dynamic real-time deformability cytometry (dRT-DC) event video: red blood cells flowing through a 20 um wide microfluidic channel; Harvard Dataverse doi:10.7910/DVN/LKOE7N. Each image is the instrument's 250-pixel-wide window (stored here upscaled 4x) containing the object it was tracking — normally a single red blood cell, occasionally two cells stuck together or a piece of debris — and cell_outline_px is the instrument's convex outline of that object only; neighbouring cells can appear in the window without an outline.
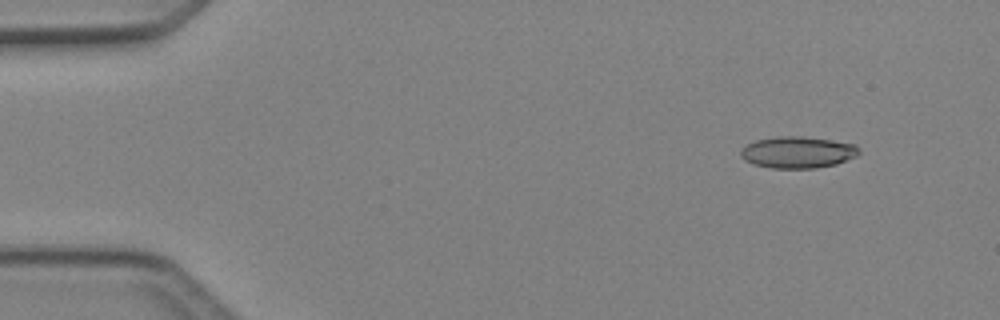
{"species": "Egyptian fruit bat (a non-hibernating species)", "species_latin": "Rousettus aegyptiacus", "temperature_condition": "cold", "stored_images_in_passage": 48, "camera_frame_rate_fps": 3000, "um_per_image_px": 0.085, "animal": {"sex": "female"}, "frame": {"image": 1, "passage_image": 5, "time_ms": 1.333, "image_size_px": [1000, 320], "cell_outline_px": [[860, 152], [856, 156], [836, 164], [816, 168], [772, 168], [752, 164], [744, 160], [740, 156], [740, 148], [756, 140], [776, 136], [800, 136], [832, 140], [856, 144], [860, 148]], "centroid_in_image_um": [67.79, 12.94], "position_along_channel_um": 17.2, "area_um2": 21.96}}
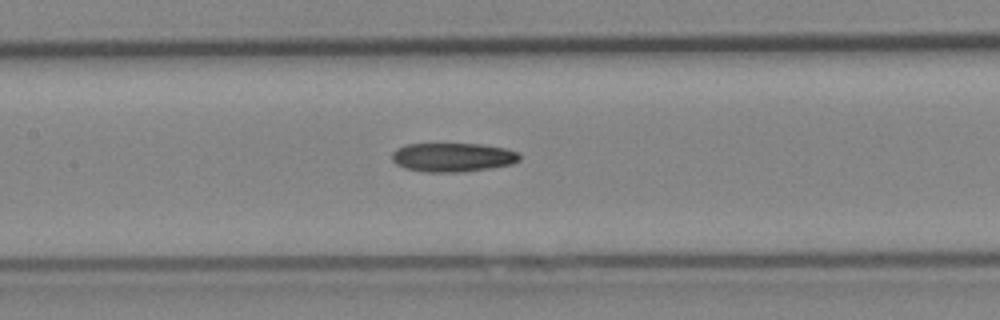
{"frame": {"image": 2, "passage_image": 23, "time_ms": 7.333, "image_size_px": [1000, 320], "cell_outline_px": [[520, 160], [512, 164], [492, 168], [464, 172], [428, 172], [404, 168], [396, 164], [392, 160], [392, 152], [396, 148], [408, 144], [480, 144], [504, 148], [520, 152]], "centroid_in_image_um": [38.5, 13.37], "position_along_channel_um": 168.9, "area_um2": 21.68}}
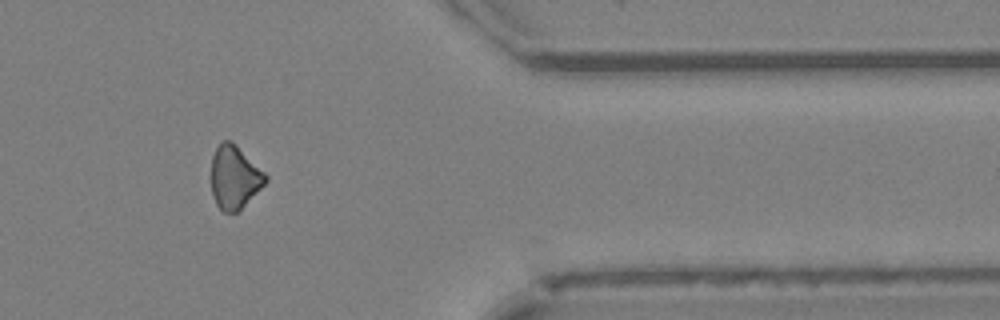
{"frame": {"image": 3, "passage_image": 40, "time_ms": 13.0, "image_size_px": [1000, 320], "cell_outline_px": [[268, 180], [236, 212], [224, 212], [216, 204], [212, 192], [212, 156], [216, 148], [224, 140], [232, 140], [268, 176]], "centroid_in_image_um": [19.92, 15.04], "position_along_channel_um": 391.5, "area_um2": 19.54}, "authors_computed_cell_mechanics": {"area_um2": 21.3571, "velocity_mm_per_s": 4.2737, "shape_relaxation_time_tau1_ms": 9.1218, "shape_relaxation_time_tau2_ms": null, "deformation_change_tau1": 0.1643, "deformation_change_tau2": null}}